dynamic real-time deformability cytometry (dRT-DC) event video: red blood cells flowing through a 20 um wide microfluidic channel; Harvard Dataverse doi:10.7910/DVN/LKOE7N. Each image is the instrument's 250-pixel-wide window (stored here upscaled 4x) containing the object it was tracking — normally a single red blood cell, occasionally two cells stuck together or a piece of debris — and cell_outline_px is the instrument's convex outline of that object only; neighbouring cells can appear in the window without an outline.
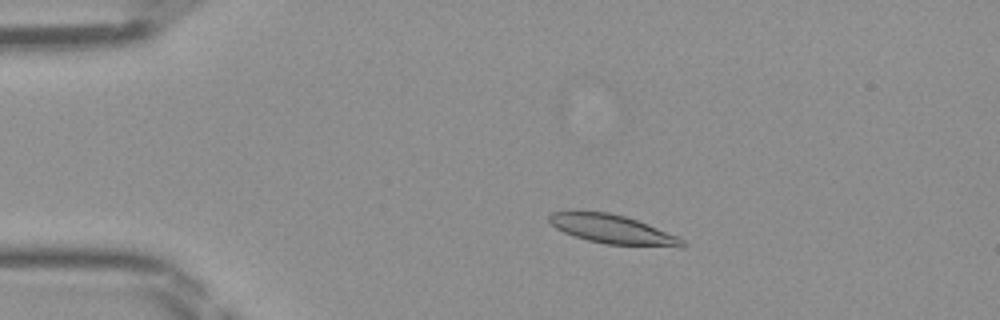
{"species": "Egyptian fruit bat (a non-hibernating species)", "species_latin": "Rousettus aegyptiacus", "temperature_condition": "room temperature", "stored_images_in_passage": 48, "camera_frame_rate_fps": 3000, "um_per_image_px": 0.085, "frame": {"image": 1, "passage_image": 10, "time_ms": 3.0, "image_size_px": [1000, 320], "cell_outline_px": [[688, 244], [680, 248], [604, 244], [588, 240], [564, 232], [556, 228], [548, 220], [548, 216], [552, 212], [568, 208], [580, 208], [608, 212], [624, 216], [648, 224], [680, 236]], "centroid_in_image_um": [52.06, 19.46], "position_along_channel_um": 32.9, "area_um2": 23.52}}
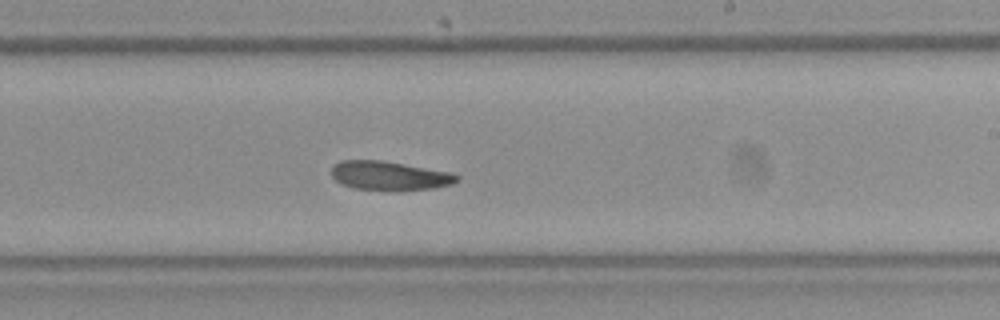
{"frame": {"image": 2, "passage_image": 29, "time_ms": 9.333, "image_size_px": [1000, 320], "cell_outline_px": [[460, 180], [452, 184], [432, 188], [396, 192], [352, 188], [340, 184], [332, 176], [332, 168], [340, 160], [384, 160], [452, 172], [460, 176]], "centroid_in_image_um": [33.14, 14.95], "position_along_channel_um": 255.9, "area_um2": 21.79}}
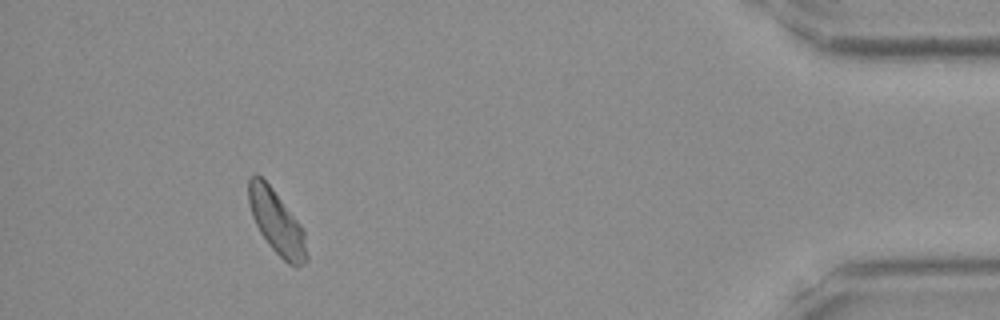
{"frame": {"image": 3, "passage_image": 44, "time_ms": 14.333, "image_size_px": [1000, 320], "cell_outline_px": [[308, 260], [304, 264], [296, 268], [288, 264], [268, 244], [260, 232], [252, 216], [248, 204], [248, 180], [256, 172], [272, 188], [304, 228], [308, 256]], "centroid_in_image_um": [23.54, 18.92], "position_along_channel_um": 411.7, "area_um2": 21.73}}